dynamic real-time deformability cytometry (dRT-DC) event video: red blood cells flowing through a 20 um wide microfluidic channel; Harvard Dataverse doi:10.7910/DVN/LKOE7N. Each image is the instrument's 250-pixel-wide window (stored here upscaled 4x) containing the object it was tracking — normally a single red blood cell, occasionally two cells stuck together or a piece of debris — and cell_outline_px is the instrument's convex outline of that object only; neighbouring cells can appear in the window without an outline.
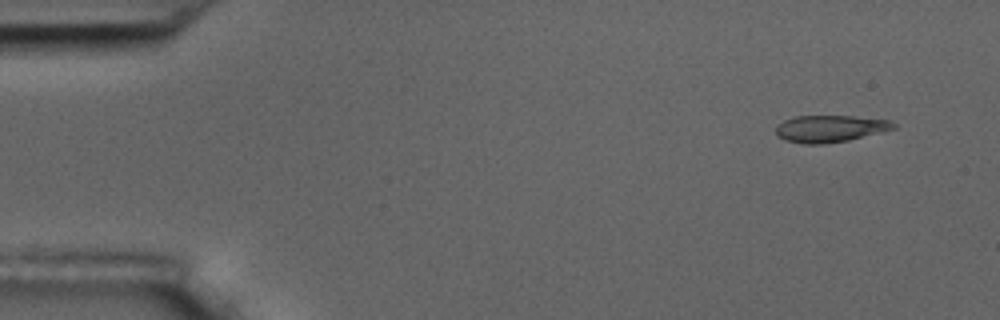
{"species": "common noctule bat (a hibernating species)", "species_latin": "Nyctalus noctula", "temperature_condition": "room temperature", "stored_images_in_passage": 5, "camera_frame_rate_fps": 3000, "um_per_image_px": 0.085, "animal": {"sex": "male", "body_mass_g": 17.5, "forearm_length_mm": 52.3}, "frame": {"image": 1, "passage_image": 1, "time_ms": 0.0, "image_size_px": [1000, 320], "cell_outline_px": [[896, 128], [848, 140], [824, 144], [804, 144], [784, 140], [776, 136], [776, 124], [784, 120], [796, 116], [852, 116], [892, 120], [896, 124]], "centroid_in_image_um": [70.52, 10.93], "position_along_channel_um": 14.5, "area_um2": 18.55}}
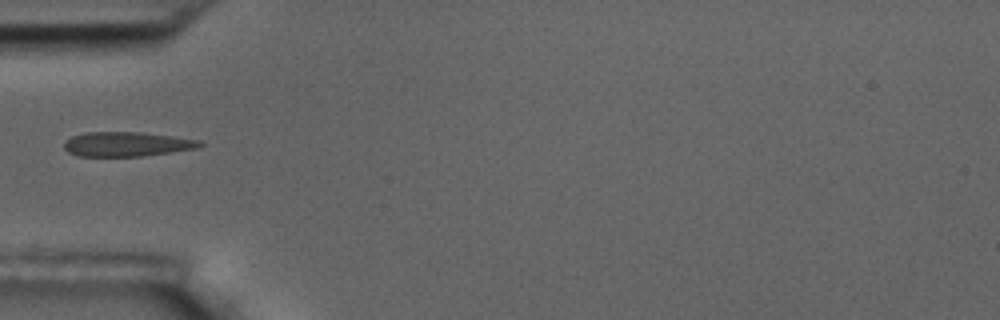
{"frame": {"image": 2, "passage_image": 5, "time_ms": 4.667, "image_size_px": [1000, 320], "cell_outline_px": [[204, 144], [200, 148], [144, 156], [80, 156], [68, 152], [64, 148], [64, 144], [72, 136], [84, 132], [140, 132], [200, 140]], "centroid_in_image_um": [10.81, 12.25], "position_along_channel_um": 74.2, "area_um2": 19.36}}